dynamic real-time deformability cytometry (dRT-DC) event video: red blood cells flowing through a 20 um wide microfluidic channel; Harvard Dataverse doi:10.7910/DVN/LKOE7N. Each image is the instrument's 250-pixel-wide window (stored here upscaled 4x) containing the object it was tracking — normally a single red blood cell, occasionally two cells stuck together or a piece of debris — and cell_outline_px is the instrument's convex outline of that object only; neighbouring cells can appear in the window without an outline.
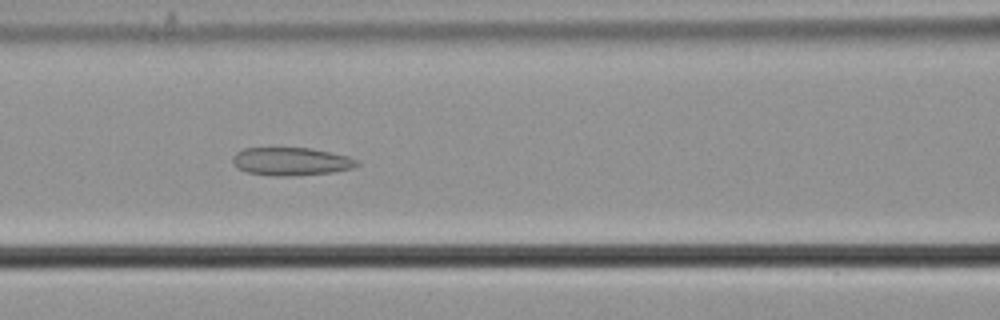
{"species": "common noctule bat (a hibernating species)", "species_latin": "Nyctalus noctula", "temperature_condition": "cold", "stored_images_in_passage": 56, "camera_frame_rate_fps": 3000, "um_per_image_px": 0.085, "animal": {"sex": "male", "body_mass_g": 21.5, "forearm_length_mm": 52.0}, "frame": {"image": 1, "passage_image": 24, "time_ms": 7.667, "image_size_px": [1000, 320], "cell_outline_px": [[360, 164], [352, 168], [332, 172], [288, 176], [272, 176], [244, 172], [236, 168], [232, 164], [232, 156], [236, 152], [244, 148], [312, 148], [348, 156], [360, 160]], "centroid_in_image_um": [24.71, 13.72], "position_along_channel_um": 141.9, "area_um2": 20.58}}
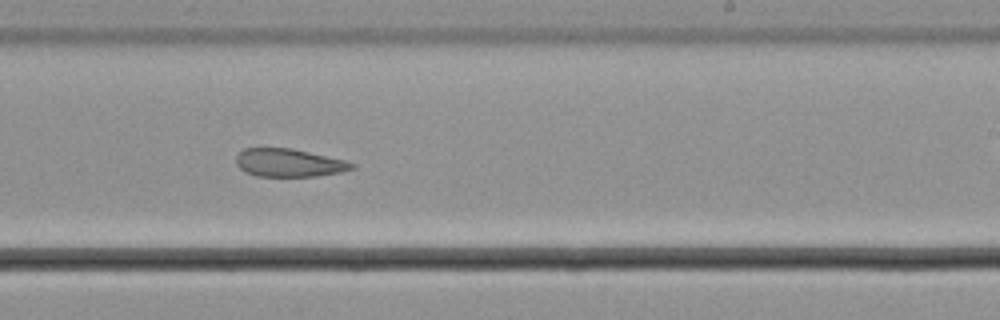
{"frame": {"image": 2, "passage_image": 34, "time_ms": 11.0, "image_size_px": [1000, 320], "cell_outline_px": [[356, 168], [340, 172], [316, 176], [256, 176], [244, 172], [236, 164], [236, 156], [244, 148], [292, 148], [344, 160], [356, 164]], "centroid_in_image_um": [24.55, 13.84], "position_along_channel_um": 264.5, "area_um2": 18.9}}
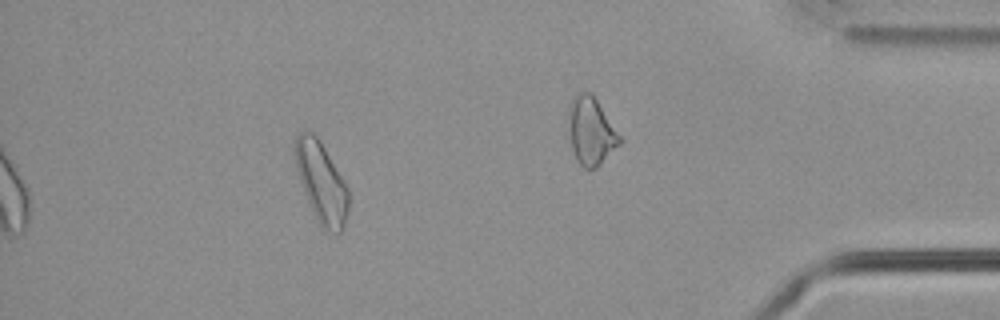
{"frame": {"image": 3, "passage_image": 50, "time_ms": 16.333, "image_size_px": [1000, 320], "cell_outline_px": [[348, 212], [344, 224], [340, 232], [324, 232], [308, 200], [300, 180], [296, 168], [292, 148], [296, 136], [304, 128], [312, 132], [320, 140], [348, 188]], "centroid_in_image_um": [27.29, 15.44], "position_along_channel_um": 407.9, "area_um2": 24.97}}